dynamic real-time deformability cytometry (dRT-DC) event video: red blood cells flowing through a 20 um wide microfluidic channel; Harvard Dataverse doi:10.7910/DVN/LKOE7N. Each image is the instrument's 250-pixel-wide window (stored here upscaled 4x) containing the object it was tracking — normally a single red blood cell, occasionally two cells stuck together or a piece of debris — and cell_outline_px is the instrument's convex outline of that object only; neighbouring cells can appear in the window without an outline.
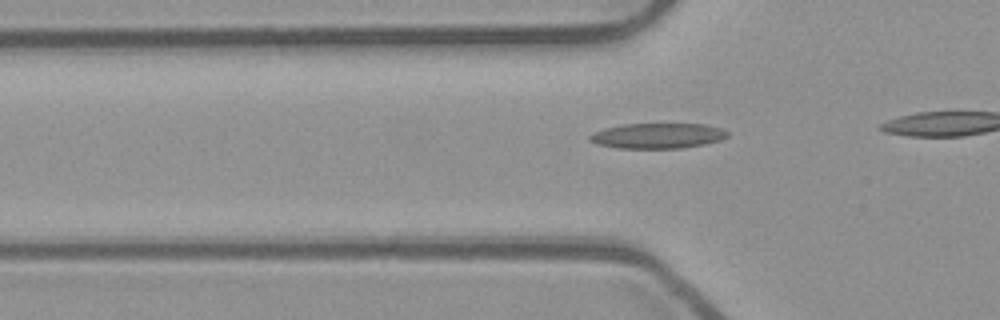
{"species": "common noctule bat (a hibernating species)", "species_latin": "Nyctalus noctula", "temperature_condition": "room temperature", "stored_images_in_passage": 9, "camera_frame_rate_fps": 3000, "um_per_image_px": 0.085, "animal": {"sex": "male", "body_mass_g": 23.1, "forearm_length_mm": 52.7}, "frame": {"image": 1, "passage_image": 4, "time_ms": 1.0, "image_size_px": [1000, 320], "cell_outline_px": [[728, 136], [720, 140], [704, 144], [680, 148], [616, 148], [596, 144], [588, 140], [588, 136], [604, 128], [624, 124], [704, 124], [720, 128], [728, 132]], "centroid_in_image_um": [55.87, 11.54], "position_along_channel_um": 69.9, "area_um2": 20.23}}
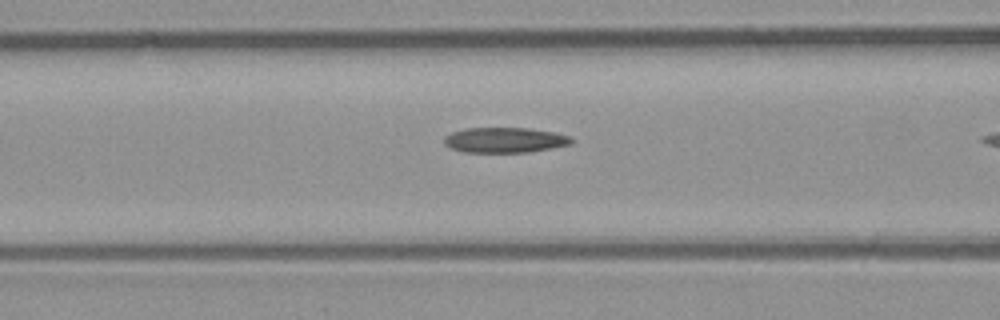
{"frame": {"image": 2, "passage_image": 8, "time_ms": 2.333, "image_size_px": [1000, 320], "cell_outline_px": [[572, 144], [552, 148], [528, 152], [464, 152], [448, 148], [444, 144], [444, 136], [452, 132], [464, 128], [528, 128], [552, 132], [568, 136], [572, 140]], "centroid_in_image_um": [42.84, 11.91], "position_along_channel_um": 123.8, "area_um2": 18.73}}